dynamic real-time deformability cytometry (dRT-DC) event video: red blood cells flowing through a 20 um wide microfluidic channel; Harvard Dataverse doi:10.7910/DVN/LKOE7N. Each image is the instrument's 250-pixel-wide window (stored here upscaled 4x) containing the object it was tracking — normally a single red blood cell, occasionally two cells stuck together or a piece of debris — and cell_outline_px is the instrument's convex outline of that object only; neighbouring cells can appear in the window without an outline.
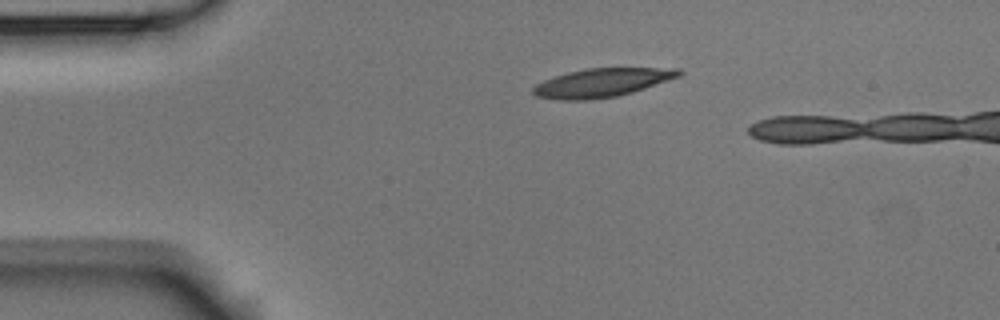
{"species": "Egyptian fruit bat (a non-hibernating species)", "species_latin": "Rousettus aegyptiacus", "temperature_condition": "room temperature", "stored_images_in_passage": 3, "camera_frame_rate_fps": 3000, "um_per_image_px": 0.085, "animal": {"sex": "male"}, "frame": {"image": 1, "passage_image": 1, "time_ms": 0.0, "image_size_px": [1000, 320], "cell_outline_px": [[684, 72], [680, 76], [632, 92], [616, 96], [584, 100], [560, 100], [536, 96], [532, 92], [532, 88], [536, 84], [544, 80], [568, 72], [588, 68], [680, 68]], "centroid_in_image_um": [51.17, 7.02], "position_along_channel_um": 33.8, "area_um2": 24.1}}